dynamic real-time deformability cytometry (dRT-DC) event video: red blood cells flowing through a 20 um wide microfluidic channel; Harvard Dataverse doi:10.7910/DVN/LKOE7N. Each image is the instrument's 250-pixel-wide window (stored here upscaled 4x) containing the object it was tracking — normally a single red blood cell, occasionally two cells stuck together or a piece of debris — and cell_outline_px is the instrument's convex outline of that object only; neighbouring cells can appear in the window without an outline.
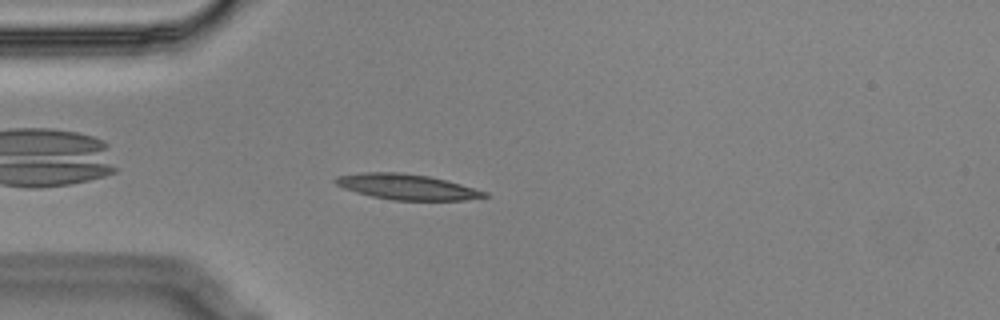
{"species": "Egyptian fruit bat (a non-hibernating species)", "species_latin": "Rousettus aegyptiacus", "temperature_condition": "cold", "stored_images_in_passage": 41, "camera_frame_rate_fps": 3000, "um_per_image_px": 0.085, "animal": {"sex": "male"}, "frame": {"image": 1, "passage_image": 5, "time_ms": 1.333, "image_size_px": [1000, 320], "cell_outline_px": [[488, 196], [464, 200], [392, 200], [372, 196], [356, 192], [344, 188], [336, 184], [332, 180], [336, 176], [360, 172], [400, 172], [428, 176], [460, 184], [488, 192]], "centroid_in_image_um": [34.54, 15.87], "position_along_channel_um": 50.5, "area_um2": 22.02}}
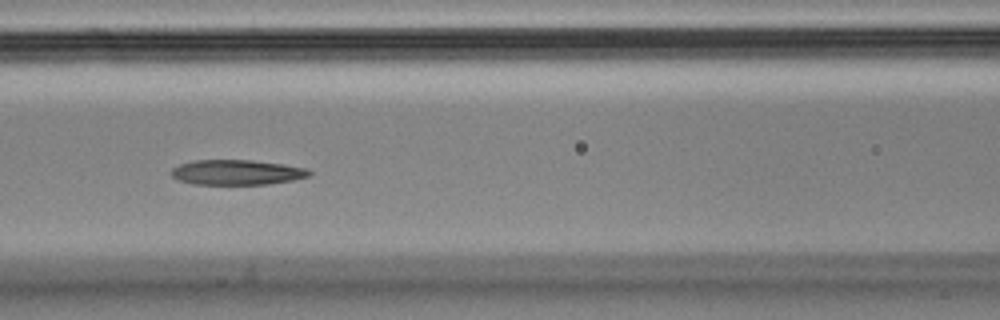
{"frame": {"image": 2, "passage_image": 14, "time_ms": 4.333, "image_size_px": [1000, 320], "cell_outline_px": [[312, 172], [308, 176], [292, 180], [268, 184], [192, 184], [180, 180], [172, 176], [172, 168], [180, 164], [192, 160], [252, 160], [284, 164], [308, 168]], "centroid_in_image_um": [20.14, 14.64], "position_along_channel_um": 146.5, "area_um2": 20.11}}
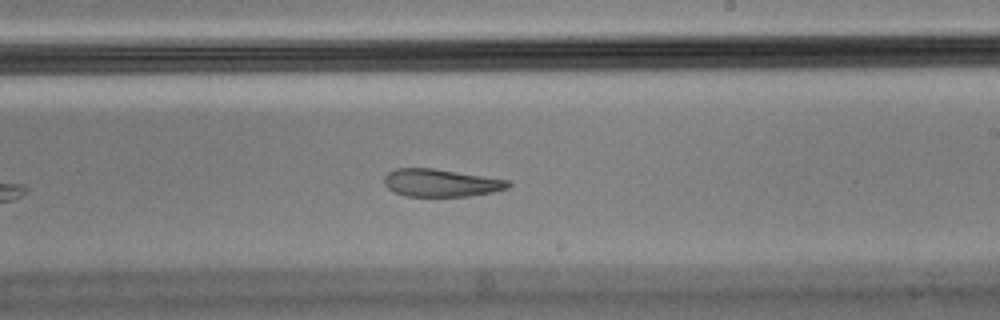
{"frame": {"image": 3, "passage_image": 23, "time_ms": 7.333, "image_size_px": [1000, 320], "cell_outline_px": [[512, 184], [508, 188], [492, 192], [468, 196], [408, 196], [396, 192], [388, 188], [384, 184], [384, 176], [388, 172], [396, 168], [432, 168], [512, 180]], "centroid_in_image_um": [37.51, 15.53], "position_along_channel_um": 251.5, "area_um2": 20.0}, "authors_computed_cell_mechanics": {"area_um2": 21.6172, "velocity_mm_per_s": 3.5148, "shape_relaxation_time_tau1_ms": null, "shape_relaxation_time_tau2_ms": 4.1472, "deformation_change_tau1": null, "deformation_change_tau2": 0.0926}}